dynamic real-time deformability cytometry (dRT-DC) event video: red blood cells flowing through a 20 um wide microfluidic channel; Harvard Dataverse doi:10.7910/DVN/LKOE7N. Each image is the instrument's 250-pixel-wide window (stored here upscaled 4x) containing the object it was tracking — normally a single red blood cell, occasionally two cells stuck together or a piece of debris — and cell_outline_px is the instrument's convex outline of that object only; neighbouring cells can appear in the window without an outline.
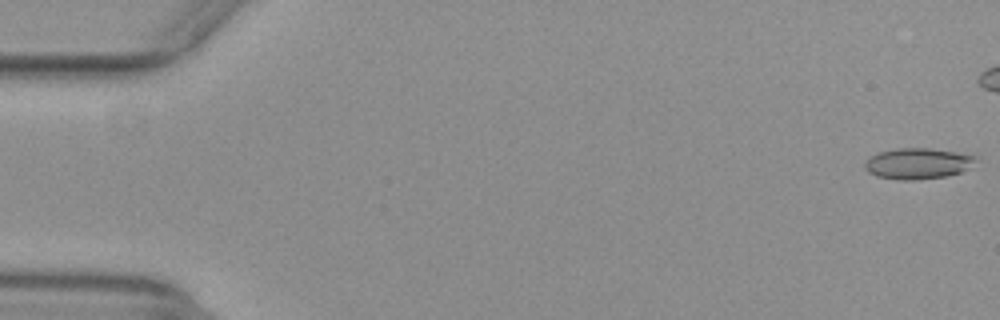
{"species": "common noctule bat (a hibernating species)", "species_latin": "Nyctalus noctula", "temperature_condition": "warm", "stored_images_in_passage": 44, "camera_frame_rate_fps": 3000, "um_per_image_px": 0.085, "animal": {"sex": "female", "body_mass_g": 29.2, "forearm_length_mm": 56.3}, "frame": {"image": 1, "passage_image": 1, "time_ms": 0.0, "image_size_px": [1000, 320], "cell_outline_px": [[976, 160], [960, 172], [944, 176], [916, 180], [900, 180], [876, 176], [868, 172], [864, 168], [864, 160], [868, 156], [876, 152], [896, 148], [928, 148], [956, 152], [976, 156]], "centroid_in_image_um": [77.9, 13.89], "position_along_channel_um": 7.1, "area_um2": 20.0}}
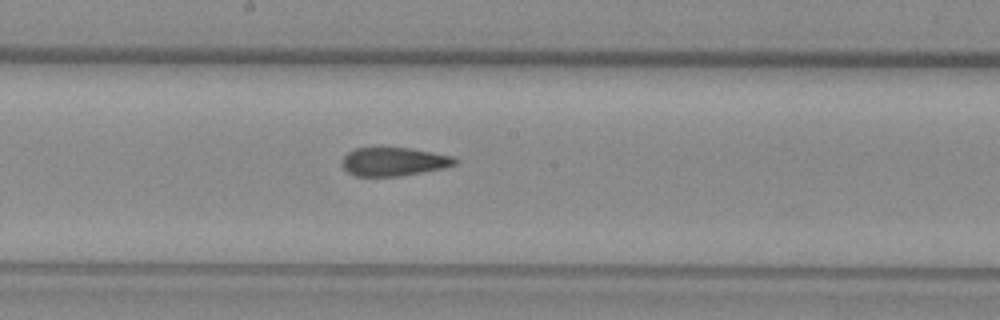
{"frame": {"image": 2, "passage_image": 29, "time_ms": 9.333, "image_size_px": [1000, 320], "cell_outline_px": [[460, 160], [456, 164], [444, 168], [400, 176], [356, 176], [348, 172], [340, 164], [340, 160], [348, 152], [356, 148], [408, 148], [432, 152], [452, 156]], "centroid_in_image_um": [33.46, 13.74], "position_along_channel_um": 214.7, "area_um2": 18.79}}
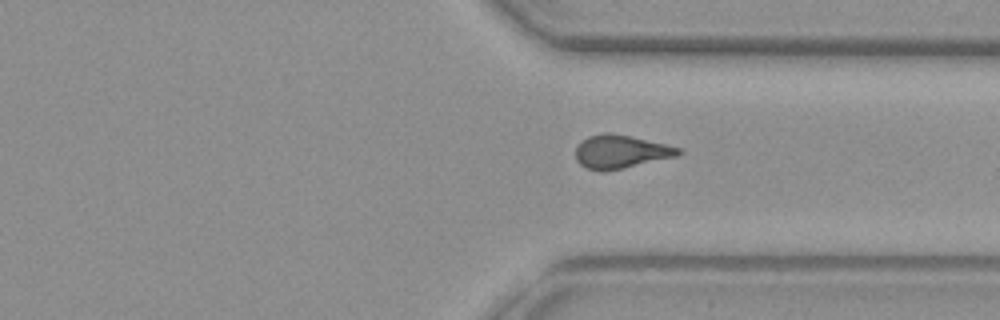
{"frame": {"image": 3, "passage_image": 40, "time_ms": 13.0, "image_size_px": [1000, 320], "cell_outline_px": [[684, 152], [676, 156], [624, 168], [604, 172], [588, 168], [580, 164], [576, 160], [576, 148], [588, 136], [604, 132], [608, 132], [628, 136], [664, 144], [680, 148]], "centroid_in_image_um": [52.75, 12.9], "position_along_channel_um": 358.7, "area_um2": 19.65}}